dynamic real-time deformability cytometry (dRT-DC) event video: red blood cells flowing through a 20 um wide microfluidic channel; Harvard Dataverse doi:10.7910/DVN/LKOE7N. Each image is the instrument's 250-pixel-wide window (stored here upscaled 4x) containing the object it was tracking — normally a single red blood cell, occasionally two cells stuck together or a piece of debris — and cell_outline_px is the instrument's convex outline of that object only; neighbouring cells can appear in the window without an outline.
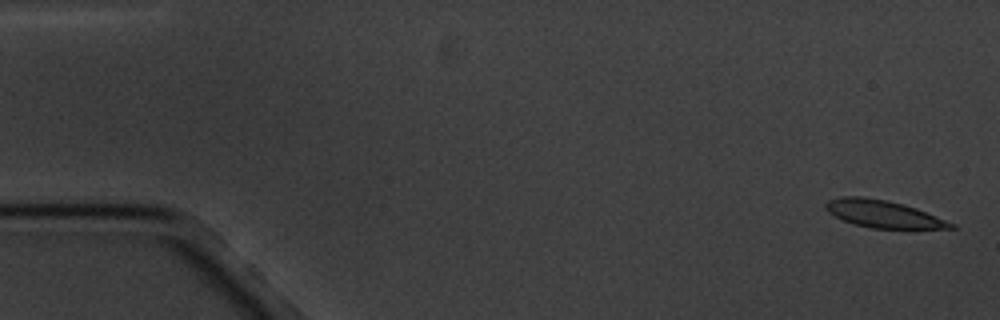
{"species": "common noctule bat (a hibernating species)", "species_latin": "Nyctalus noctula", "temperature_condition": "cold", "stored_images_in_passage": 8, "camera_frame_rate_fps": 3000, "um_per_image_px": 0.085, "animal": {"sex": "male", "body_mass_g": 20.1, "forearm_length_mm": 53.5}, "frame": {"image": 1, "passage_image": 1, "time_ms": 0.0, "image_size_px": [1000, 320], "cell_outline_px": [[956, 228], [872, 228], [852, 224], [828, 212], [824, 208], [824, 204], [828, 200], [840, 196], [864, 196], [884, 200], [916, 208], [956, 224]], "centroid_in_image_um": [75.02, 18.18], "position_along_channel_um": 10.0, "area_um2": 19.71}}
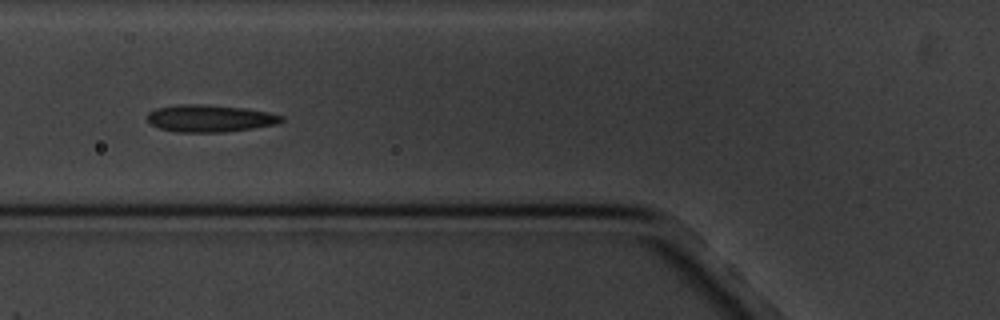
{"frame": {"image": 2, "passage_image": 6, "time_ms": 6.667, "image_size_px": [1000, 320], "cell_outline_px": [[284, 120], [276, 124], [252, 128], [224, 132], [176, 132], [160, 128], [148, 124], [144, 120], [144, 116], [148, 112], [156, 108], [176, 104], [200, 104], [244, 108], [268, 112], [284, 116]], "centroid_in_image_um": [17.75, 10.06], "position_along_channel_um": 108.1, "area_um2": 21.5}}
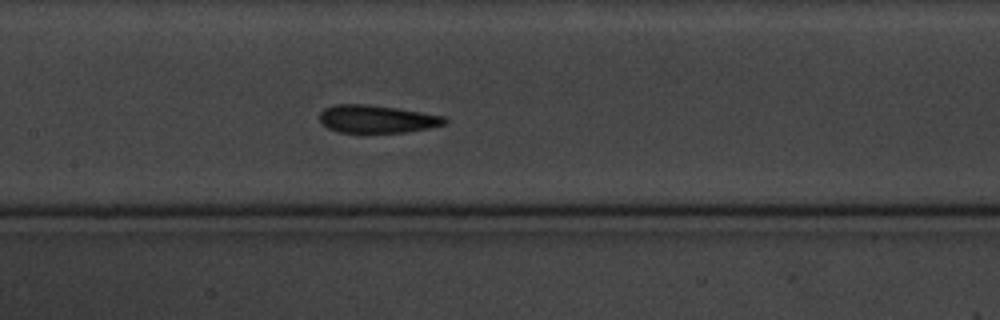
{"frame": {"image": 3, "passage_image": 8, "time_ms": 8.667, "image_size_px": [1000, 320], "cell_outline_px": [[448, 120], [444, 124], [428, 128], [408, 132], [336, 132], [328, 128], [320, 120], [320, 112], [324, 108], [336, 104], [368, 104], [396, 108], [448, 116]], "centroid_in_image_um": [32.06, 10.11], "position_along_channel_um": 175.3, "area_um2": 20.29}}